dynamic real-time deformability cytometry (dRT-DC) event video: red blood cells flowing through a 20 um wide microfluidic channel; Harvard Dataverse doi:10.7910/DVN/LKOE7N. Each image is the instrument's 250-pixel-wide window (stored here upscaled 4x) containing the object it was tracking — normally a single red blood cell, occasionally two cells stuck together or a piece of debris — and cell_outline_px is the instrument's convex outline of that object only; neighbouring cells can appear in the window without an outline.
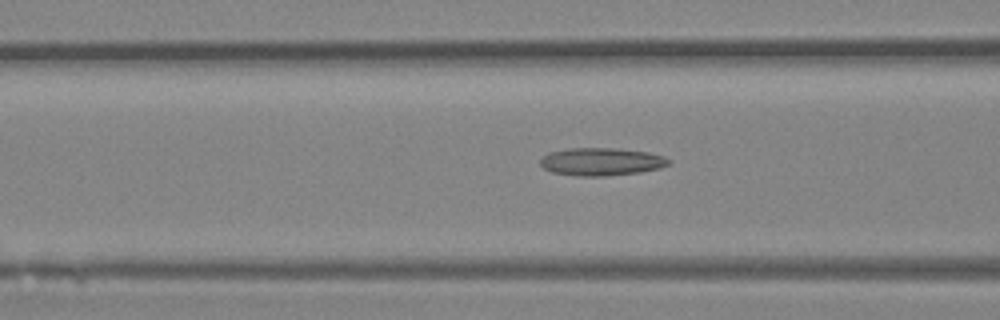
{"species": "Egyptian fruit bat (a non-hibernating species)", "species_latin": "Rousettus aegyptiacus", "temperature_condition": "room temperature", "stored_images_in_passage": 37, "camera_frame_rate_fps": 3000, "um_per_image_px": 0.085, "animal": {"sex": "female"}, "frame": {"image": 1, "passage_image": 17, "time_ms": 5.333, "image_size_px": [1000, 320], "cell_outline_px": [[672, 160], [668, 164], [660, 168], [640, 172], [604, 176], [580, 176], [552, 172], [544, 168], [540, 164], [540, 160], [548, 152], [568, 148], [616, 148], [648, 152], [664, 156]], "centroid_in_image_um": [51.12, 13.73], "position_along_channel_um": 115.5, "area_um2": 20.81}}
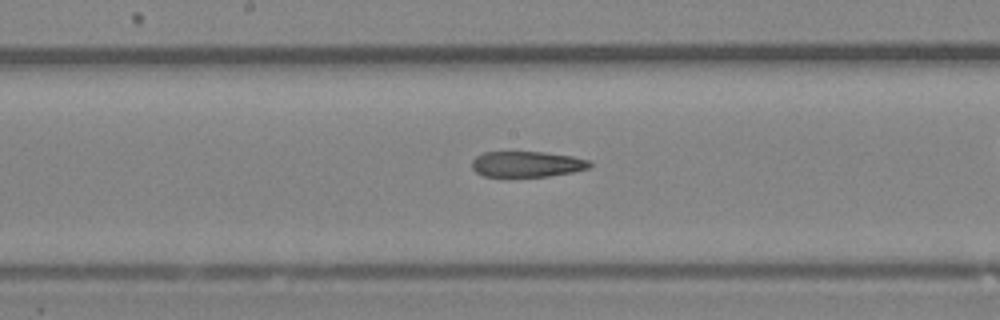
{"frame": {"image": 2, "passage_image": 23, "time_ms": 7.333, "image_size_px": [1000, 320], "cell_outline_px": [[592, 168], [572, 172], [548, 176], [484, 176], [476, 172], [472, 168], [472, 160], [476, 156], [484, 152], [544, 152], [572, 156], [588, 160], [592, 164]], "centroid_in_image_um": [44.81, 13.95], "position_along_channel_um": 203.4, "area_um2": 17.63}}
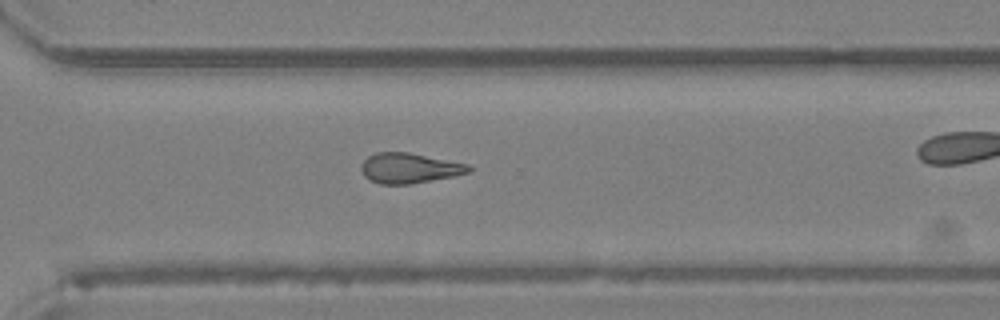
{"frame": {"image": 3, "passage_image": 32, "time_ms": 10.333, "image_size_px": [1000, 320], "cell_outline_px": [[472, 172], [452, 176], [408, 184], [380, 184], [368, 180], [364, 176], [360, 168], [360, 164], [368, 156], [376, 152], [408, 152], [468, 164], [472, 168]], "centroid_in_image_um": [34.75, 14.28], "position_along_channel_um": 335.8, "area_um2": 18.9}}